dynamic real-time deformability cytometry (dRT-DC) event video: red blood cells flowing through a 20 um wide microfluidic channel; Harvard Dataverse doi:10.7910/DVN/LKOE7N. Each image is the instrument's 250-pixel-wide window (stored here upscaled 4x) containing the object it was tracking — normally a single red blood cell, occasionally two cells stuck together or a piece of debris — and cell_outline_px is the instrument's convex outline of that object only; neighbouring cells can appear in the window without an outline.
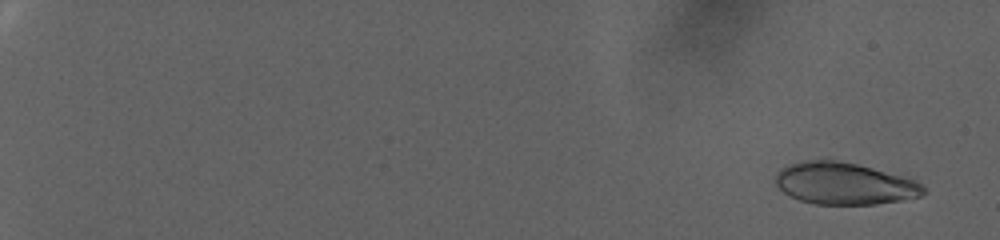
{"species": "human", "species_latin": "Homo sapiens", "temperature_condition": "warm", "stored_images_in_passage": 86, "camera_frame_rate_fps": 3000, "um_per_image_px": 0.085, "donor": {"sex": "female"}, "frame": {"image": 1, "passage_image": 5, "time_ms": 1.333, "image_size_px": [1000, 240], "cell_outline_px": [[928, 192], [920, 196], [900, 200], [876, 204], [816, 204], [800, 200], [784, 192], [776, 184], [776, 176], [780, 168], [792, 164], [812, 160], [836, 160], [856, 164], [872, 168], [900, 176], [912, 180], [928, 188]], "centroid_in_image_um": [71.78, 15.61], "position_along_channel_um": 13.2, "area_um2": 35.55}}
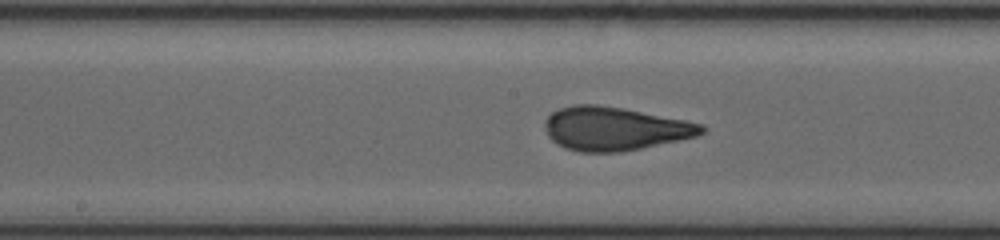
{"frame": {"image": 2, "passage_image": 52, "time_ms": 17.0, "image_size_px": [1000, 240], "cell_outline_px": [[708, 128], [704, 132], [696, 136], [640, 148], [620, 152], [580, 152], [564, 148], [556, 144], [548, 136], [544, 124], [544, 120], [552, 112], [560, 108], [572, 104], [596, 104], [624, 108], [704, 124]], "centroid_in_image_um": [52.21, 10.93], "position_along_channel_um": 196.0, "area_um2": 39.77}}
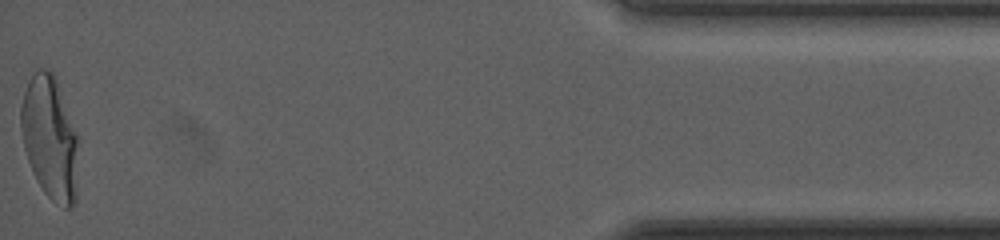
{"frame": {"image": 3, "passage_image": 86, "time_ms": 28.333, "image_size_px": [1000, 240], "cell_outline_px": [[76, 200], [72, 208], [64, 208], [56, 204], [44, 192], [36, 180], [32, 172], [24, 148], [20, 128], [20, 108], [24, 92], [28, 80], [32, 72], [36, 68], [48, 68], [56, 76], [76, 136]], "centroid_in_image_um": [4.19, 11.69], "position_along_channel_um": 431.0, "area_um2": 41.1}, "authors_computed_cell_mechanics": {"area_um2": 38.2058, "velocity_mm_per_s": 2.6418, "shape_relaxation_time_tau1_ms": 9.9608, "shape_relaxation_time_tau2_ms": null, "deformation_change_tau1": 0.2722, "deformation_change_tau2": null}}